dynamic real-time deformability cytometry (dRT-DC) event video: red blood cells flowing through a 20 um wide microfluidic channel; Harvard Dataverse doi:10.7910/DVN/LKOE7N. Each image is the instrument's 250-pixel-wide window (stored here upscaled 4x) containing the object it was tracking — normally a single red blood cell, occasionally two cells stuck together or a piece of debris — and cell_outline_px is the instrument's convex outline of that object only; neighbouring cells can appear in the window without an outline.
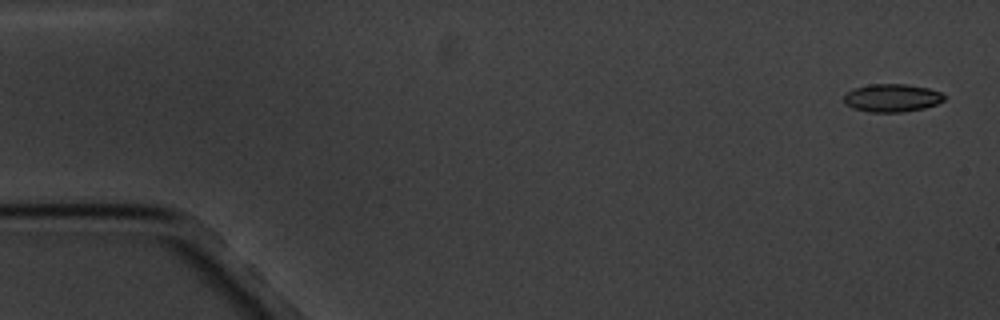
{"species": "common noctule bat (a hibernating species)", "species_latin": "Nyctalus noctula", "temperature_condition": "cold", "stored_images_in_passage": 6, "segment_of_instrument_passage": [2, 2], "camera_frame_rate_fps": 3000, "um_per_image_px": 0.085, "animal": {"sex": "male", "body_mass_g": 20.1, "forearm_length_mm": 53.5}, "frame": {"image": 1, "passage_image": 6, "time_ms": 5.667, "image_size_px": [1000, 320], "cell_outline_px": [[944, 100], [936, 104], [924, 108], [904, 112], [872, 112], [852, 108], [844, 104], [844, 96], [852, 88], [872, 84], [908, 84], [928, 88], [940, 92], [944, 96]], "centroid_in_image_um": [75.8, 8.32], "position_along_channel_um": 9.2, "area_um2": 16.36}}